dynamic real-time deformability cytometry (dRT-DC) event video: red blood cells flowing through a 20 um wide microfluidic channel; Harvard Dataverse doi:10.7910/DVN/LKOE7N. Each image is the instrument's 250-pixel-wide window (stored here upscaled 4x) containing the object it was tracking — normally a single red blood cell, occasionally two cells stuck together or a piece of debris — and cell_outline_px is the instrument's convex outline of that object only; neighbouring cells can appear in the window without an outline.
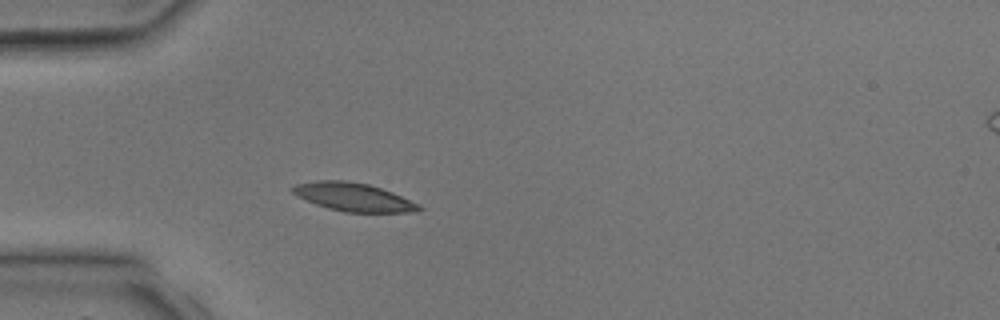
{"species": "common noctule bat (a hibernating species)", "species_latin": "Nyctalus noctula", "temperature_condition": "room temperature", "stored_images_in_passage": 3, "camera_frame_rate_fps": 3000, "um_per_image_px": 0.085, "animal": {"sex": "male", "body_mass_g": 17.9, "forearm_length_mm": 54.2}, "frame": {"image": 1, "passage_image": 3, "time_ms": 2.667, "image_size_px": [1000, 320], "cell_outline_px": [[424, 208], [416, 212], [344, 212], [328, 208], [316, 204], [296, 196], [288, 188], [296, 184], [316, 180], [344, 180], [368, 184], [392, 192], [420, 204]], "centroid_in_image_um": [30.02, 16.75], "position_along_channel_um": 55.0, "area_um2": 20.92}}